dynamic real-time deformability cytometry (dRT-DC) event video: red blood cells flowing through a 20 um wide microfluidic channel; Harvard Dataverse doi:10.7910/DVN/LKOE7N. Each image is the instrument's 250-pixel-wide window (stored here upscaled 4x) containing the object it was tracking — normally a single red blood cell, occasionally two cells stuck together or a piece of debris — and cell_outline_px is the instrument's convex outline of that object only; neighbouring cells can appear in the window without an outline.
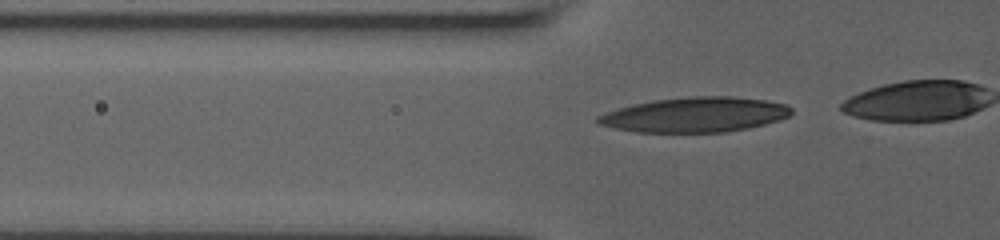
{"species": "human", "species_latin": "Homo sapiens", "temperature_condition": "room temperature", "stored_images_in_passage": 25, "camera_frame_rate_fps": 3000, "um_per_image_px": 0.085, "donor": {"sex": "male"}, "frame": {"image": 1, "passage_image": 18, "time_ms": 5.667, "image_size_px": [1000, 240], "cell_outline_px": [[792, 112], [788, 116], [780, 120], [748, 128], [724, 132], [636, 132], [596, 124], [596, 116], [620, 108], [652, 100], [688, 96], [732, 96], [764, 100], [784, 104], [792, 108]], "centroid_in_image_um": [59.08, 9.75], "position_along_channel_um": 66.7, "area_um2": 39.25}}
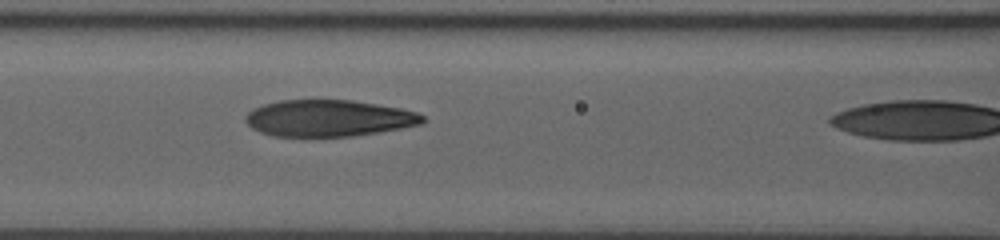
{"frame": {"image": 2, "passage_image": 24, "time_ms": 7.667, "image_size_px": [1000, 240], "cell_outline_px": [[428, 120], [424, 124], [380, 132], [352, 136], [272, 136], [260, 132], [252, 128], [244, 120], [244, 116], [252, 108], [264, 104], [280, 100], [352, 100], [400, 108], [416, 112], [424, 116]], "centroid_in_image_um": [27.95, 10.05], "position_along_channel_um": 138.7, "area_um2": 37.97}}